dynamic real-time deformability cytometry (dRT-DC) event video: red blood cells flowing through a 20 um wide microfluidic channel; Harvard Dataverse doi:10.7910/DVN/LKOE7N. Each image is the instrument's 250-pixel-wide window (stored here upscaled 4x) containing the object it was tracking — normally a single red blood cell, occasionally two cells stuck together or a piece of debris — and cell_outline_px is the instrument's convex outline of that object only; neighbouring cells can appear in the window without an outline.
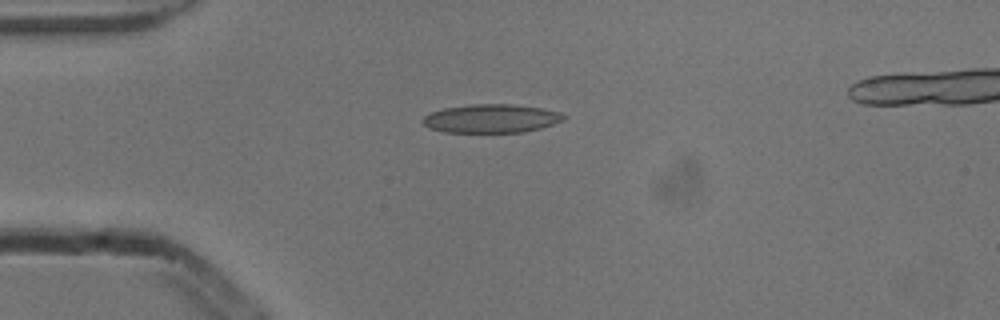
{"species": "common noctule bat (a hibernating species)", "species_latin": "Nyctalus noctula", "temperature_condition": "cold", "stored_images_in_passage": 5, "camera_frame_rate_fps": 3000, "um_per_image_px": 0.085, "animal": {"sex": "male", "body_mass_g": 13.3}, "frame": {"image": 1, "passage_image": 4, "time_ms": 1.0, "image_size_px": [1000, 320], "cell_outline_px": [[568, 116], [564, 120], [540, 128], [524, 132], [444, 132], [428, 128], [420, 120], [424, 116], [432, 112], [444, 108], [472, 104], [512, 104], [540, 108], [560, 112]], "centroid_in_image_um": [41.75, 10.07], "position_along_channel_um": 43.3, "area_um2": 23.47}}